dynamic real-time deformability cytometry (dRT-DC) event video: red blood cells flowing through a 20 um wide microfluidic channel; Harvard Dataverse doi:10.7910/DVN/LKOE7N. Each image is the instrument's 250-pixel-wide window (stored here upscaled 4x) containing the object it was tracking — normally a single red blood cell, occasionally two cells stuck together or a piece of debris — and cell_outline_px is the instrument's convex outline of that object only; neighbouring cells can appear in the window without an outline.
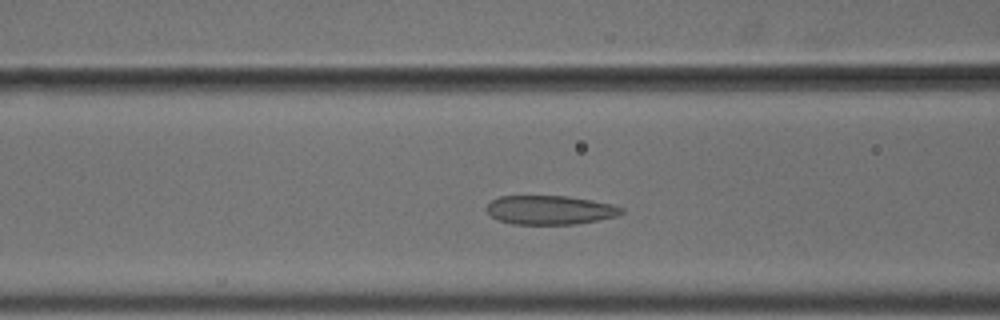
{"species": "common noctule bat (a hibernating species)", "species_latin": "Nyctalus noctula", "temperature_condition": "cold", "stored_images_in_passage": 47, "camera_frame_rate_fps": 3000, "um_per_image_px": 0.085, "animal": {"sex": "male", "body_mass_g": 18.8}, "frame": {"image": 1, "passage_image": 15, "time_ms": 4.667, "image_size_px": [1000, 320], "cell_outline_px": [[624, 212], [616, 216], [576, 224], [512, 224], [500, 220], [492, 216], [484, 208], [492, 200], [500, 196], [568, 196], [592, 200], [612, 204], [624, 208]], "centroid_in_image_um": [46.75, 17.84], "position_along_channel_um": 119.8, "area_um2": 22.72}}
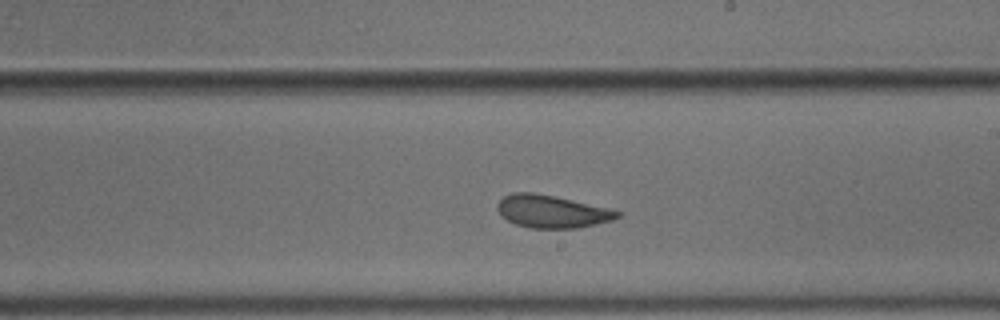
{"frame": {"image": 2, "passage_image": 25, "time_ms": 8.0, "image_size_px": [1000, 320], "cell_outline_px": [[620, 216], [612, 220], [596, 224], [576, 228], [532, 228], [516, 224], [508, 220], [496, 208], [496, 204], [504, 196], [512, 192], [532, 192], [556, 196], [608, 208], [620, 212]], "centroid_in_image_um": [46.9, 17.96], "position_along_channel_um": 242.1, "area_um2": 22.66}}
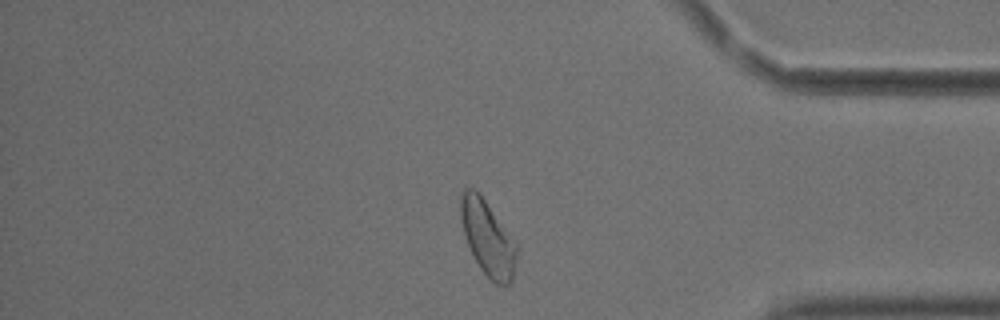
{"frame": {"image": 3, "passage_image": 39, "time_ms": 12.667, "image_size_px": [1000, 320], "cell_outline_px": [[516, 260], [512, 280], [508, 284], [496, 284], [480, 268], [468, 244], [464, 232], [460, 216], [460, 196], [464, 188], [476, 188], [480, 192], [516, 244]], "centroid_in_image_um": [41.43, 20.18], "position_along_channel_um": 393.8, "area_um2": 23.99}, "authors_computed_cell_mechanics": {"area_um2": 23.987, "velocity_mm_per_s": 3.6641, "shape_relaxation_time_tau1_ms": 3.9124, "shape_relaxation_time_tau2_ms": 1.5372, "deformation_change_tau1": 0.1027, "deformation_change_tau2": 0.0797}}